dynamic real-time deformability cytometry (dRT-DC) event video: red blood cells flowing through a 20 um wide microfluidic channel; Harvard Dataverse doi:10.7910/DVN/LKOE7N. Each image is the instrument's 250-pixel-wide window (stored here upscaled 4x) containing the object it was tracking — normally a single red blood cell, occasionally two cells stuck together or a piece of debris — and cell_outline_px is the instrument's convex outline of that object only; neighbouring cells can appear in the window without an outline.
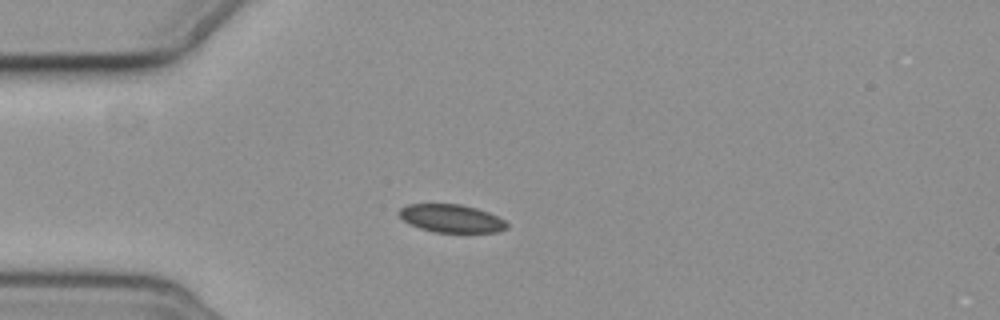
{"species": "common noctule bat (a hibernating species)", "species_latin": "Nyctalus noctula", "temperature_condition": "cold", "stored_images_in_passage": 2, "camera_frame_rate_fps": 3000, "um_per_image_px": 0.085, "animal": {"sex": "female", "body_mass_g": 19.3, "forearm_length_mm": 54.1}, "frame": {"image": 1, "passage_image": 1, "time_ms": 0.0, "image_size_px": [1000, 320], "cell_outline_px": [[508, 228], [500, 232], [432, 232], [408, 224], [396, 212], [400, 208], [408, 204], [460, 204], [476, 208], [488, 212], [504, 220], [508, 224]], "centroid_in_image_um": [38.35, 18.57], "position_along_channel_um": 46.7, "area_um2": 17.69}}